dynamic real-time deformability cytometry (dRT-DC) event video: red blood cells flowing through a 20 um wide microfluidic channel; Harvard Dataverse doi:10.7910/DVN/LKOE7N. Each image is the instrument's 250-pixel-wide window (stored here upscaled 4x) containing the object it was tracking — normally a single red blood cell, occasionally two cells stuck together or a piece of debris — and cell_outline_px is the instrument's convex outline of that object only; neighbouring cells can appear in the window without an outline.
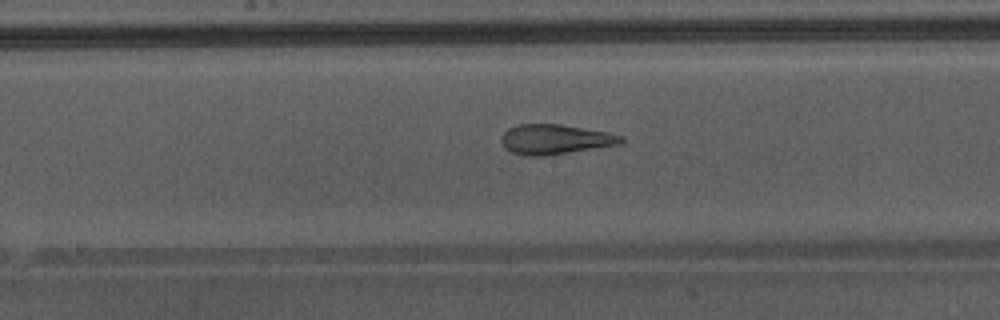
{"species": "Egyptian fruit bat (a non-hibernating species)", "species_latin": "Rousettus aegyptiacus", "temperature_condition": "warm", "stored_images_in_passage": 48, "camera_frame_rate_fps": 3000, "um_per_image_px": 0.085, "animal": {"sex": "male"}, "frame": {"image": 1, "passage_image": 28, "time_ms": 9.0, "image_size_px": [1000, 320], "cell_outline_px": [[624, 140], [620, 144], [544, 156], [528, 156], [512, 152], [504, 148], [500, 140], [504, 132], [508, 128], [520, 124], [560, 124], [608, 132], [624, 136]], "centroid_in_image_um": [47.17, 11.84], "position_along_channel_um": 201.0, "area_um2": 20.81}, "authors_computed_cell_mechanics": {"area_um2": 24.0448, "velocity_mm_per_s": 4.3525, "shape_relaxation_time_tau1_ms": null, "shape_relaxation_time_tau2_ms": 1.2789, "deformation_change_tau1": null, "deformation_change_tau2": 0.0783}}